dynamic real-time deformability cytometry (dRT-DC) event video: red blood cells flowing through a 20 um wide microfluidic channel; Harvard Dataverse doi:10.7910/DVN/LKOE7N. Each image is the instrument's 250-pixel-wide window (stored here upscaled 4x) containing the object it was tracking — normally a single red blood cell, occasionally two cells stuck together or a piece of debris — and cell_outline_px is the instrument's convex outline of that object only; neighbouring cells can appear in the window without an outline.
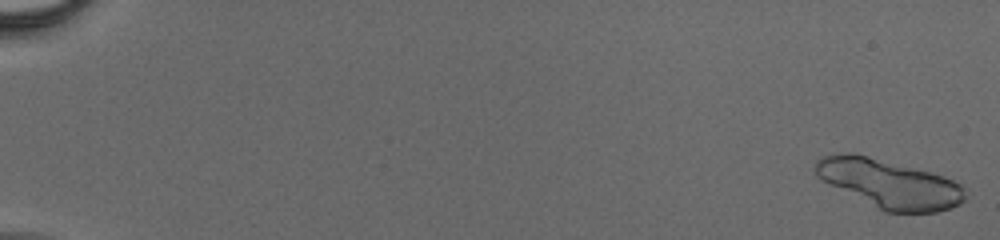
{"species": "human", "species_latin": "Homo sapiens", "temperature_condition": "cold", "stored_images_in_passage": 56, "camera_frame_rate_fps": 3000, "um_per_image_px": 0.085, "donor": {"sex": "male"}, "frame": {"image": 1, "passage_image": 1, "time_ms": 0.0, "image_size_px": [1000, 240], "cell_outline_px": [[964, 200], [960, 204], [952, 208], [936, 212], [884, 212], [820, 180], [816, 176], [816, 160], [824, 156], [848, 152], [852, 152], [868, 156], [944, 176], [960, 184], [964, 188]], "centroid_in_image_um": [75.57, 15.63], "position_along_channel_um": 9.4, "area_um2": 42.08}}
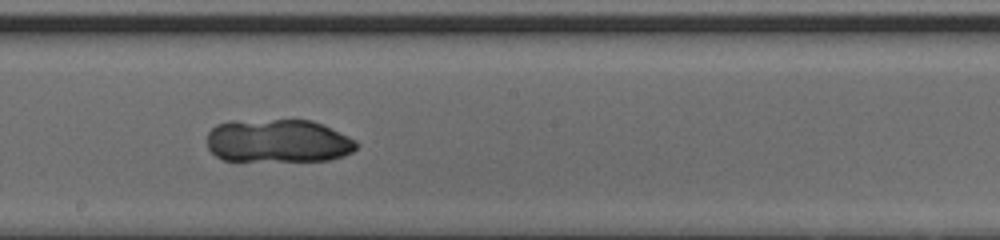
{"frame": {"image": 2, "passage_image": 34, "time_ms": 11.0, "image_size_px": [1000, 240], "cell_outline_px": [[360, 144], [352, 152], [344, 156], [328, 160], [224, 160], [216, 156], [208, 148], [208, 132], [216, 124], [228, 120], [312, 120], [348, 136], [356, 140]], "centroid_in_image_um": [23.63, 11.97], "position_along_channel_um": 224.6, "area_um2": 37.69}}
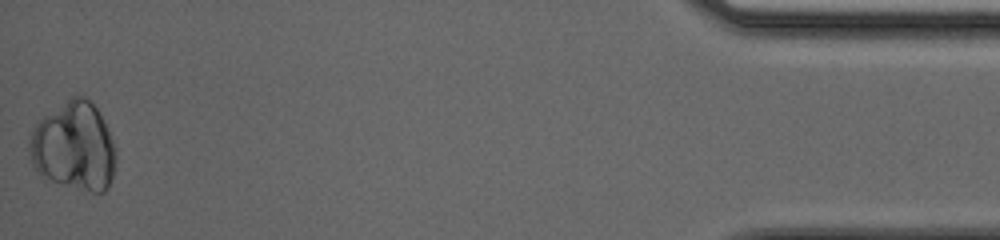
{"frame": {"image": 3, "passage_image": 56, "time_ms": 18.333, "image_size_px": [1000, 240], "cell_outline_px": [[116, 156], [112, 176], [108, 188], [104, 192], [92, 192], [52, 180], [40, 176], [32, 164], [28, 152], [28, 140], [36, 124], [44, 116], [72, 96], [84, 96], [96, 108], [112, 140]], "centroid_in_image_um": [6.26, 12.46], "position_along_channel_um": 428.9, "area_um2": 43.99}}